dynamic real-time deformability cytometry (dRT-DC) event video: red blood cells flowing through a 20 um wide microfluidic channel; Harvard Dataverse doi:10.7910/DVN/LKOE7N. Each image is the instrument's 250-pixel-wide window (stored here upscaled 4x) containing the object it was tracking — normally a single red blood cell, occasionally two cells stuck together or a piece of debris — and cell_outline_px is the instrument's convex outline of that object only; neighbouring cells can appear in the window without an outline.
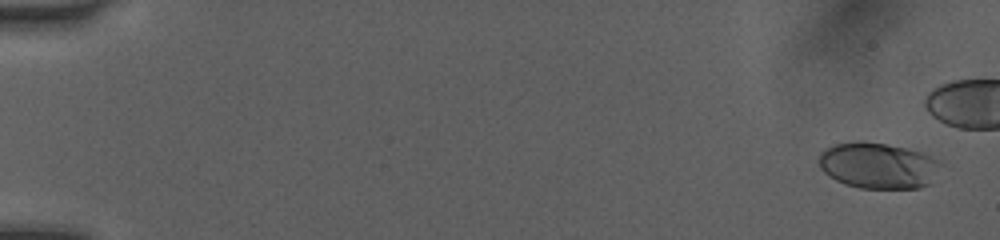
{"species": "human", "species_latin": "Homo sapiens", "temperature_condition": "room temperature", "stored_images_in_passage": 46, "camera_frame_rate_fps": 3000, "um_per_image_px": 0.085, "donor": {"sex": "female"}, "frame": {"image": 1, "passage_image": 3, "time_ms": 0.667, "image_size_px": [1000, 240], "cell_outline_px": [[940, 160], [932, 184], [920, 188], [860, 188], [844, 184], [836, 180], [824, 172], [820, 168], [820, 152], [824, 148], [836, 144], [856, 140], [860, 140], [888, 144], [908, 148], [924, 152]], "centroid_in_image_um": [74.65, 14.06], "position_along_channel_um": 10.4, "area_um2": 33.0}}
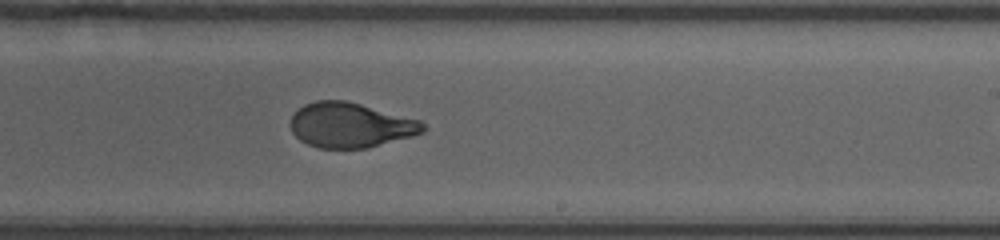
{"frame": {"image": 2, "passage_image": 34, "time_ms": 11.0, "image_size_px": [1000, 240], "cell_outline_px": [[428, 128], [424, 132], [412, 136], [368, 148], [320, 148], [308, 144], [300, 140], [292, 132], [288, 124], [292, 116], [304, 104], [316, 100], [348, 100], [420, 120]], "centroid_in_image_um": [29.79, 10.63], "position_along_channel_um": 259.2, "area_um2": 34.91}}
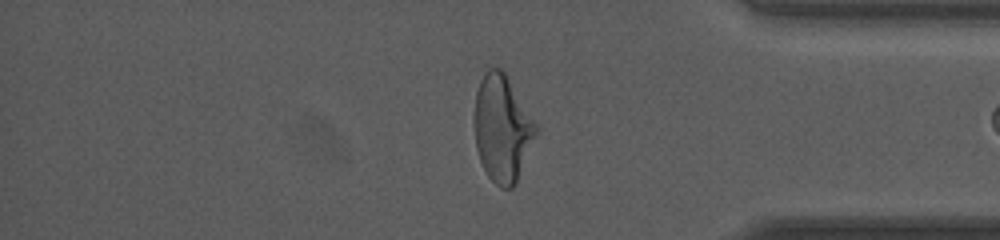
{"frame": {"image": 3, "passage_image": 45, "time_ms": 14.667, "image_size_px": [1000, 240], "cell_outline_px": [[540, 132], [516, 184], [512, 188], [500, 188], [488, 176], [480, 160], [476, 148], [472, 116], [476, 92], [480, 80], [484, 72], [488, 68], [500, 68], [504, 72], [540, 128]], "centroid_in_image_um": [42.7, 10.93], "position_along_channel_um": 392.5, "area_um2": 39.19}}